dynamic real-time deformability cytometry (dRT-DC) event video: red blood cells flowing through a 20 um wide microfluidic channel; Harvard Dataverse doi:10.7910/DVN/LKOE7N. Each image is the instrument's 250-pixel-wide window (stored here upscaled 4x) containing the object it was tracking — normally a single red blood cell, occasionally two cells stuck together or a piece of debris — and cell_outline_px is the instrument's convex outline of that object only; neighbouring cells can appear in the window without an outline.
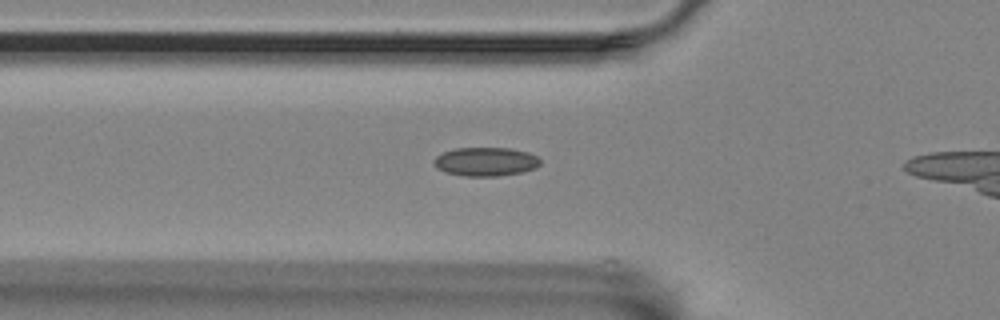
{"species": "Egyptian fruit bat (a non-hibernating species)", "species_latin": "Rousettus aegyptiacus", "temperature_condition": "room temperature", "stored_images_in_passage": 30, "camera_frame_rate_fps": 3000, "um_per_image_px": 0.085, "animal": {"sex": "female"}, "frame": {"image": 1, "passage_image": 2, "time_ms": 0.333, "image_size_px": [1000, 320], "cell_outline_px": [[540, 164], [536, 168], [520, 172], [496, 176], [464, 176], [444, 172], [436, 168], [432, 160], [436, 156], [444, 152], [456, 148], [512, 148], [528, 152], [536, 156], [540, 160]], "centroid_in_image_um": [41.26, 13.74], "position_along_channel_um": 84.5, "area_um2": 17.86}}
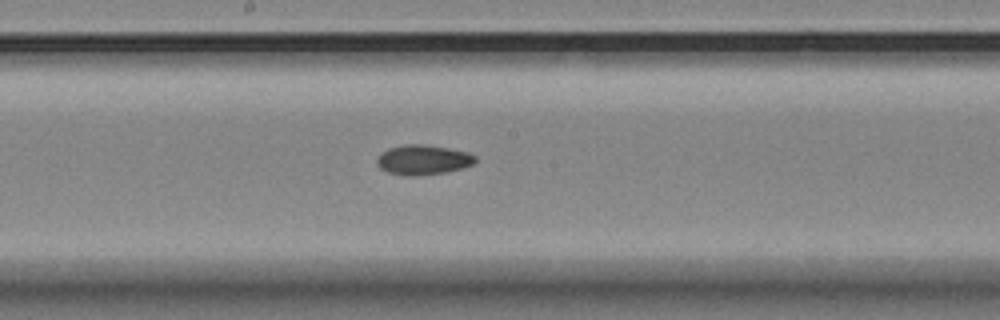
{"frame": {"image": 2, "passage_image": 13, "time_ms": 4.0, "image_size_px": [1000, 320], "cell_outline_px": [[476, 160], [472, 164], [460, 168], [444, 172], [412, 176], [408, 176], [388, 172], [380, 168], [376, 164], [376, 160], [380, 152], [388, 148], [408, 144], [424, 144], [448, 148], [468, 152], [476, 156]], "centroid_in_image_um": [35.92, 13.57], "position_along_channel_um": 212.3, "area_um2": 16.99}}
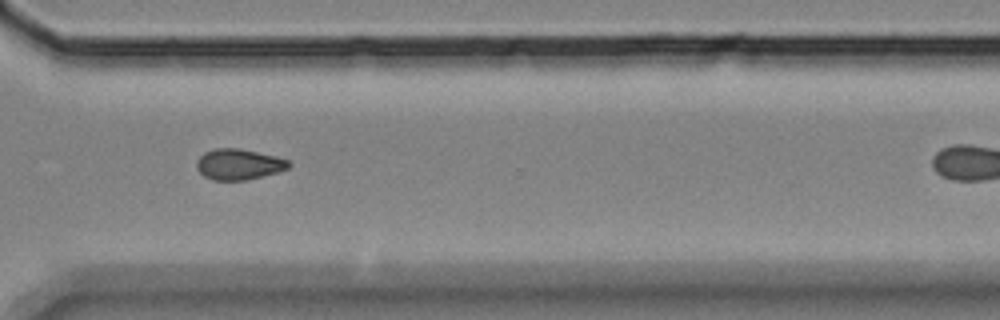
{"frame": {"image": 3, "passage_image": 25, "time_ms": 8.0, "image_size_px": [1000, 320], "cell_outline_px": [[292, 164], [288, 168], [276, 172], [244, 180], [212, 180], [204, 176], [196, 168], [196, 160], [204, 152], [216, 148], [240, 148], [276, 156], [288, 160]], "centroid_in_image_um": [20.26, 13.95], "position_along_channel_um": 350.3, "area_um2": 16.47}}